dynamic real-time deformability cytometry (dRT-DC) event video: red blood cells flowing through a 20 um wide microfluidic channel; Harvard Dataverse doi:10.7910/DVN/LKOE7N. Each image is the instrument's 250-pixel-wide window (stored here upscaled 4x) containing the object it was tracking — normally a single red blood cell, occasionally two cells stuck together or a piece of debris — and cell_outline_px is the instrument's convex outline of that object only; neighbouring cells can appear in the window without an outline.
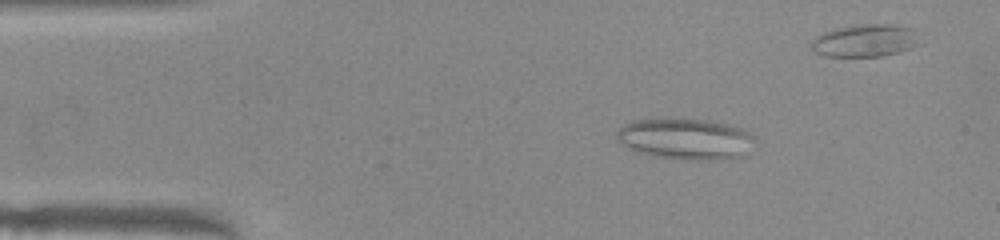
{"species": "common noctule bat (a hibernating species)", "species_latin": "Nyctalus noctula", "temperature_condition": "warm", "stored_images_in_passage": 51, "camera_frame_rate_fps": 3000, "um_per_image_px": 0.085, "animal": {"sex": "female", "body_mass_g": 22.0, "forearm_length_mm": 56.7}, "frame": {"image": 1, "passage_image": 8, "time_ms": 2.333, "image_size_px": [1000, 240], "cell_outline_px": [[756, 136], [748, 156], [728, 160], [680, 160], [652, 156], [628, 148], [616, 136], [616, 132], [624, 124], [636, 120], [704, 120], [728, 124], [744, 128]], "centroid_in_image_um": [58.4, 11.85], "position_along_channel_um": 26.6, "area_um2": 33.29}}
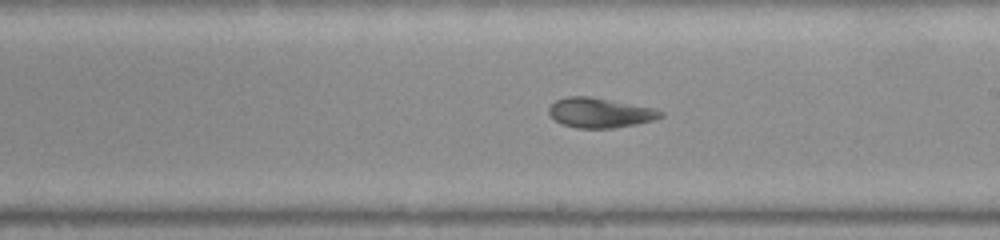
{"frame": {"image": 2, "passage_image": 28, "time_ms": 9.0, "image_size_px": [1000, 240], "cell_outline_px": [[664, 116], [652, 120], [636, 124], [612, 128], [576, 128], [560, 124], [548, 112], [548, 108], [556, 100], [568, 96], [592, 96], [656, 108], [664, 112]], "centroid_in_image_um": [51.01, 9.57], "position_along_channel_um": 238.0, "area_um2": 19.59}}
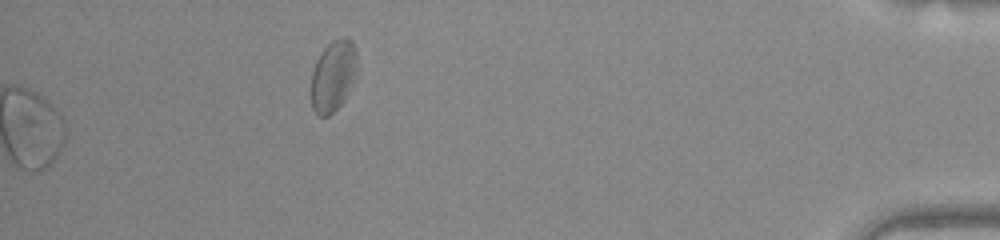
{"frame": {"image": 3, "passage_image": 51, "time_ms": 16.667, "image_size_px": [1000, 240], "cell_outline_px": [[356, 60], [348, 92], [344, 100], [328, 116], [320, 116], [312, 108], [312, 72], [316, 60], [320, 52], [332, 40], [340, 36], [344, 36], [352, 40], [356, 52]], "centroid_in_image_um": [28.29, 6.39], "position_along_channel_um": 406.9, "area_um2": 18.55}, "authors_computed_cell_mechanics": {"area_um2": 23.8714, "velocity_mm_per_s": 3.9784, "shape_relaxation_time_tau1_ms": null, "shape_relaxation_time_tau2_ms": 2.074, "deformation_change_tau1": null, "deformation_change_tau2": 0.0815}}